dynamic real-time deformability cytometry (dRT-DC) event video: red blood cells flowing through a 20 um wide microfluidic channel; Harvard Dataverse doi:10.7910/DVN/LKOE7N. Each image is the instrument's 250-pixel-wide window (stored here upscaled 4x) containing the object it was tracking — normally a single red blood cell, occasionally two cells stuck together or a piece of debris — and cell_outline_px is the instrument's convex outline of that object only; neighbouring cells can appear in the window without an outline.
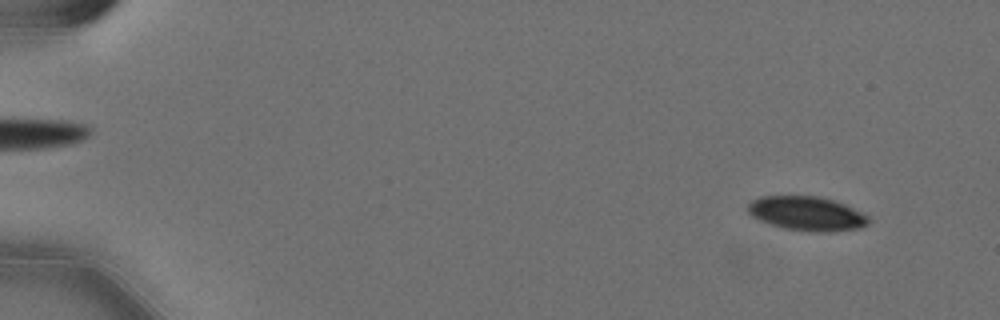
{"species": "Egyptian fruit bat (a non-hibernating species)", "species_latin": "Rousettus aegyptiacus", "temperature_condition": "cold", "stored_images_in_passage": 55, "camera_frame_rate_fps": 3000, "um_per_image_px": 0.085, "animal": {"sex": "female"}, "frame": {"image": 1, "passage_image": 3, "time_ms": 0.667, "image_size_px": [1000, 320], "cell_outline_px": [[868, 224], [860, 228], [828, 232], [816, 232], [784, 228], [760, 220], [752, 216], [748, 212], [748, 204], [752, 200], [760, 196], [820, 196], [844, 204], [868, 216]], "centroid_in_image_um": [68.57, 18.15], "position_along_channel_um": 16.4, "area_um2": 23.81}}
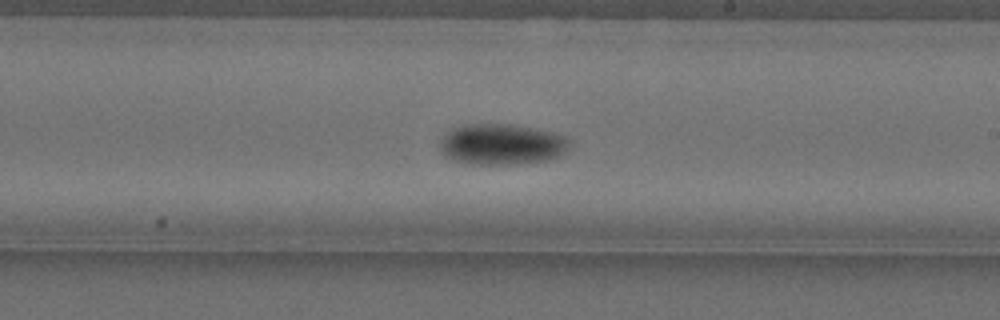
{"frame": {"image": 2, "passage_image": 33, "time_ms": 10.667, "image_size_px": [1000, 320], "cell_outline_px": [[568, 144], [564, 152], [556, 156], [544, 160], [512, 164], [468, 164], [452, 160], [444, 156], [440, 152], [440, 140], [448, 132], [464, 124], [512, 124], [552, 132], [564, 136], [568, 140]], "centroid_in_image_um": [42.57, 12.27], "position_along_channel_um": 246.4, "area_um2": 30.52}}
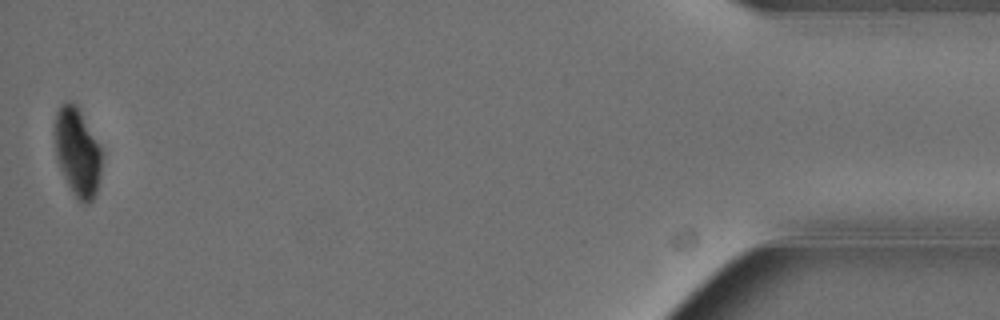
{"frame": {"image": 3, "passage_image": 55, "time_ms": 18.0, "image_size_px": [1000, 320], "cell_outline_px": [[104, 156], [100, 176], [96, 192], [92, 200], [88, 204], [84, 204], [72, 192], [56, 160], [52, 132], [56, 112], [60, 104], [64, 100], [68, 100], [76, 104], [100, 144], [104, 152]], "centroid_in_image_um": [6.57, 12.87], "position_along_channel_um": 428.6, "area_um2": 25.09}, "authors_computed_cell_mechanics": {"area_um2": 27.5128, "velocity_mm_per_s": 3.583, "shape_relaxation_time_tau1_ms": 3.577, "shape_relaxation_time_tau2_ms": null, "deformation_change_tau1": 0.119, "deformation_change_tau2": null}}